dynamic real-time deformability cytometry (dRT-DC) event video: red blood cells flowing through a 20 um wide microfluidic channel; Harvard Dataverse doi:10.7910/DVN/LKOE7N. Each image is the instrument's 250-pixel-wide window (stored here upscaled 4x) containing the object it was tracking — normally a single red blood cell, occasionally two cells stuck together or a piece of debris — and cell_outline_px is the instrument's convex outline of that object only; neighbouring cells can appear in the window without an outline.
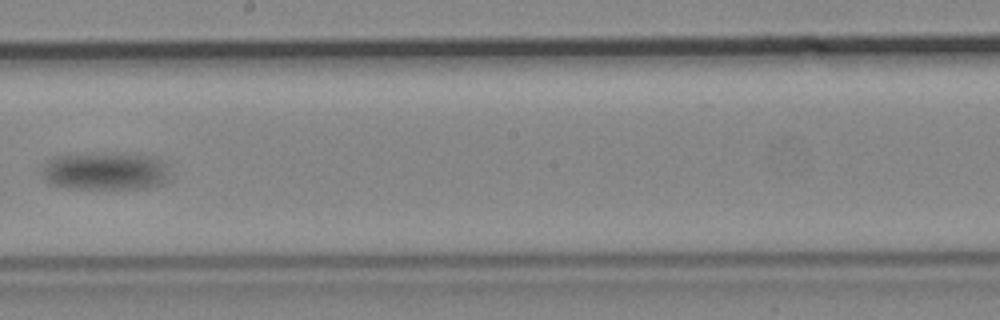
{"species": "common noctule bat (a hibernating species)", "species_latin": "Nyctalus noctula", "temperature_condition": "cold", "stored_images_in_passage": 20, "camera_frame_rate_fps": 3000, "um_per_image_px": 0.085, "animal": {"sex": "male", "body_mass_g": 19.2, "forearm_length_mm": 51.8}, "frame": {"image": 1, "passage_image": 17, "time_ms": 19.667, "image_size_px": [1000, 320], "cell_outline_px": [[168, 180], [164, 184], [148, 188], [64, 188], [52, 184], [44, 180], [40, 172], [40, 168], [52, 156], [112, 152], [152, 156], [164, 160], [168, 176]], "centroid_in_image_um": [8.92, 14.53], "position_along_channel_um": 239.3, "area_um2": 28.73}}
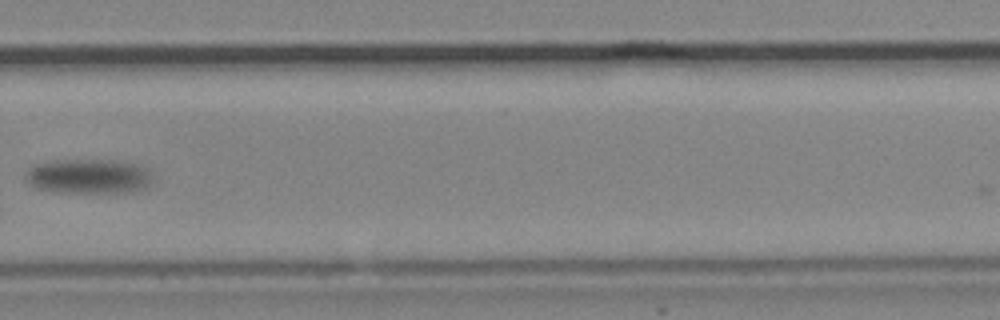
{"frame": {"image": 2, "passage_image": 20, "time_ms": 23.0, "image_size_px": [1000, 320], "cell_outline_px": [[152, 180], [144, 188], [132, 192], [60, 192], [36, 188], [28, 184], [24, 180], [24, 172], [32, 164], [56, 160], [120, 160], [140, 164], [148, 168], [152, 176]], "centroid_in_image_um": [7.5, 14.97], "position_along_channel_um": 322.3, "area_um2": 26.18}}